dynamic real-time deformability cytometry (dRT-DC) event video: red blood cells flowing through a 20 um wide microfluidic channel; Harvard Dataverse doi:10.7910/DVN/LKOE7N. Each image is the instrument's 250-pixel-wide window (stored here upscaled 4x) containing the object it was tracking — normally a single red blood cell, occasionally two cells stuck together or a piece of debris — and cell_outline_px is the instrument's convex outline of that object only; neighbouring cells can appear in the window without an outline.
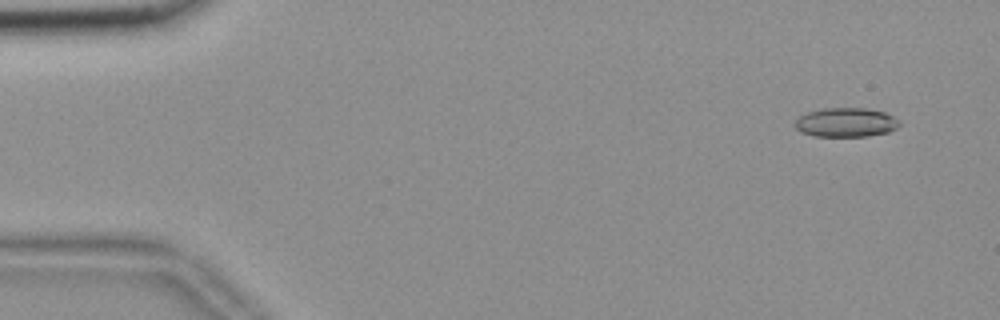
{"species": "common noctule bat (a hibernating species)", "species_latin": "Nyctalus noctula", "temperature_condition": "room temperature", "stored_images_in_passage": 56, "camera_frame_rate_fps": 3000, "um_per_image_px": 0.085, "animal": {"sex": "female", "body_mass_g": 18.4}, "frame": {"image": 1, "passage_image": 4, "time_ms": 1.0, "image_size_px": [1000, 320], "cell_outline_px": [[900, 124], [896, 128], [888, 132], [868, 136], [816, 136], [800, 132], [796, 128], [796, 120], [800, 116], [808, 112], [820, 108], [864, 108], [884, 112], [900, 120]], "centroid_in_image_um": [71.91, 10.4], "position_along_channel_um": 13.1, "area_um2": 17.69}}
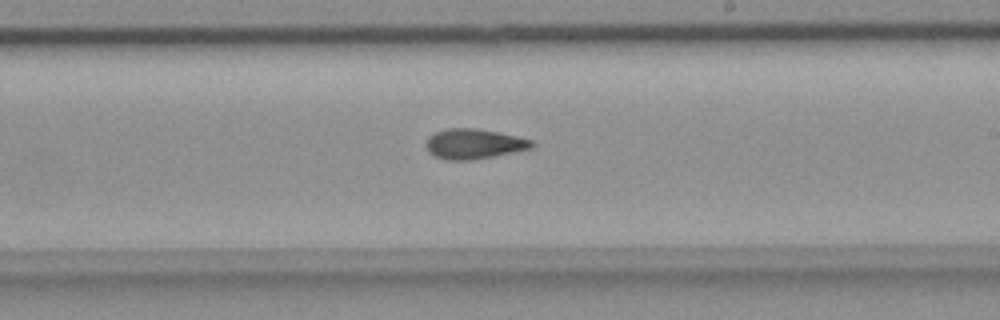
{"frame": {"image": 2, "passage_image": 33, "time_ms": 10.667, "image_size_px": [1000, 320], "cell_outline_px": [[536, 144], [532, 148], [472, 160], [444, 160], [432, 156], [428, 152], [424, 144], [428, 136], [436, 132], [448, 128], [476, 128], [516, 136], [532, 140]], "centroid_in_image_um": [40.22, 12.24], "position_along_channel_um": 248.8, "area_um2": 18.61}}
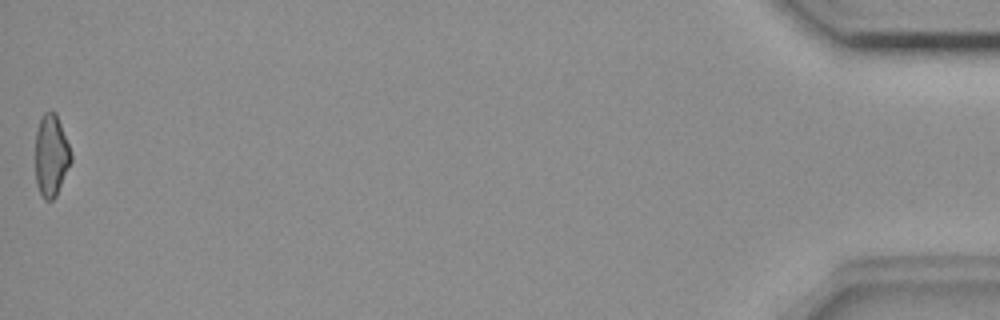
{"frame": {"image": 3, "passage_image": 56, "time_ms": 18.333, "image_size_px": [1000, 320], "cell_outline_px": [[72, 160], [56, 196], [52, 200], [44, 200], [36, 184], [36, 132], [40, 116], [44, 112], [56, 112], [68, 144], [72, 156]], "centroid_in_image_um": [4.34, 13.21], "position_along_channel_um": 430.9, "area_um2": 16.94}, "authors_computed_cell_mechanics": {"area_um2": 17.9758, "velocity_mm_per_s": 3.6593, "shape_relaxation_time_tau1_ms": null, "shape_relaxation_time_tau2_ms": 4.9741, "deformation_change_tau1": null, "deformation_change_tau2": 0.1291}}